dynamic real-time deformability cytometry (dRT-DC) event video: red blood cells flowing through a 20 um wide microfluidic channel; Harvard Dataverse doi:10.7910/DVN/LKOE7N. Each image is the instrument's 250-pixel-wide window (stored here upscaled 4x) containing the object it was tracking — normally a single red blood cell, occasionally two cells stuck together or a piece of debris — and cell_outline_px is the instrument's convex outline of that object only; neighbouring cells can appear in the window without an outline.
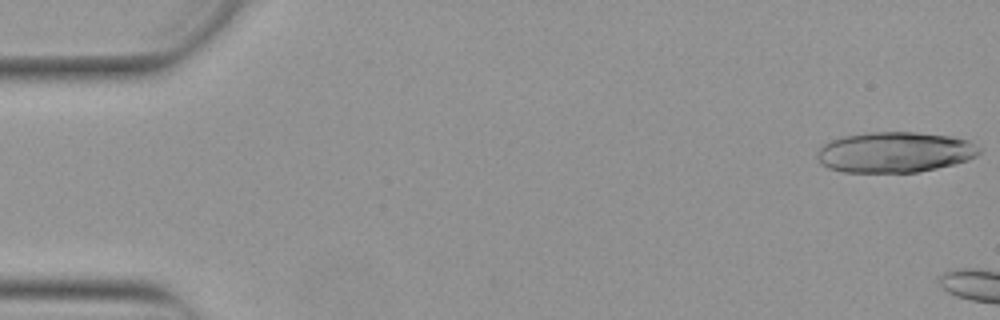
{"species": "Egyptian fruit bat (a non-hibernating species)", "species_latin": "Rousettus aegyptiacus", "temperature_condition": "warm", "stored_images_in_passage": 13, "camera_frame_rate_fps": 3000, "um_per_image_px": 0.085, "animal": {"sex": "female"}, "frame": {"image": 1, "passage_image": 1, "time_ms": 0.0, "image_size_px": [1000, 320], "cell_outline_px": [[980, 152], [976, 156], [968, 160], [936, 168], [916, 172], [844, 172], [828, 168], [820, 164], [816, 156], [820, 148], [824, 144], [832, 140], [844, 136], [868, 132], [916, 132], [952, 136], [968, 140], [980, 148]], "centroid_in_image_um": [76.05, 12.93], "position_along_channel_um": 9.0, "area_um2": 38.32}}